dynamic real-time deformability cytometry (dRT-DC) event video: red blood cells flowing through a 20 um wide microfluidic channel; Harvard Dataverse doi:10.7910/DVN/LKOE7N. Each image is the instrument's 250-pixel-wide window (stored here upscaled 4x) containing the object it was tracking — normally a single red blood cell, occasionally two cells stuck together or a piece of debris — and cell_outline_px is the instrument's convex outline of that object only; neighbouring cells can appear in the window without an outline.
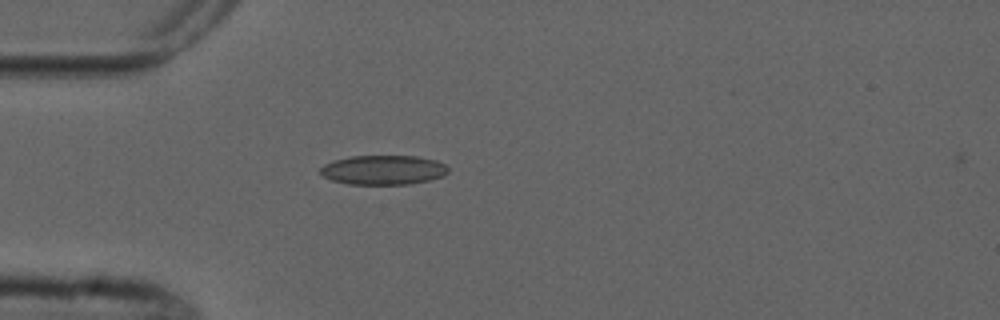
{"species": "common noctule bat (a hibernating species)", "species_latin": "Nyctalus noctula", "temperature_condition": "cold", "stored_images_in_passage": 5, "camera_frame_rate_fps": 3000, "um_per_image_px": 0.085, "animal": {"sex": "male", "forearm_length_mm": 52.5}, "frame": {"image": 1, "passage_image": 4, "time_ms": 3.667, "image_size_px": [1000, 320], "cell_outline_px": [[448, 172], [444, 176], [428, 180], [408, 184], [348, 184], [332, 180], [324, 176], [320, 172], [320, 168], [324, 164], [336, 160], [352, 156], [416, 156], [436, 160], [444, 164], [448, 168]], "centroid_in_image_um": [32.6, 14.44], "position_along_channel_um": 52.4, "area_um2": 21.79}}